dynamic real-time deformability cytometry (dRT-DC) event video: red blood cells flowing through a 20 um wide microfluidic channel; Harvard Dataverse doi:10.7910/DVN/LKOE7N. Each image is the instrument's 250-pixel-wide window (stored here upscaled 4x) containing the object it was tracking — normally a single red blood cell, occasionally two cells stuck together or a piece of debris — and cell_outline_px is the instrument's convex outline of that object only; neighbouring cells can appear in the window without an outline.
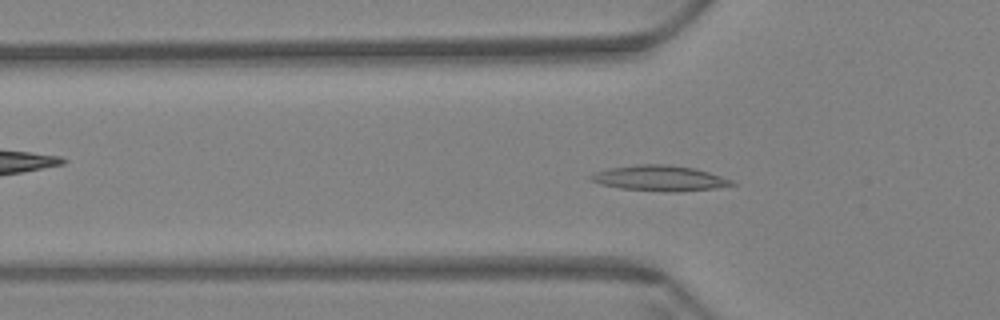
{"species": "Egyptian fruit bat (a non-hibernating species)", "species_latin": "Rousettus aegyptiacus", "temperature_condition": "warm", "stored_images_in_passage": 60, "camera_frame_rate_fps": 3000, "um_per_image_px": 0.085, "animal": {"sex": "female"}, "frame": {"image": 1, "passage_image": 19, "time_ms": 6.0, "image_size_px": [1000, 320], "cell_outline_px": [[736, 184], [716, 188], [676, 192], [672, 192], [620, 188], [600, 184], [588, 180], [588, 176], [596, 172], [608, 168], [636, 164], [664, 164], [692, 168], [708, 172], [732, 180]], "centroid_in_image_um": [56.02, 15.15], "position_along_channel_um": 69.8, "area_um2": 20.81}}
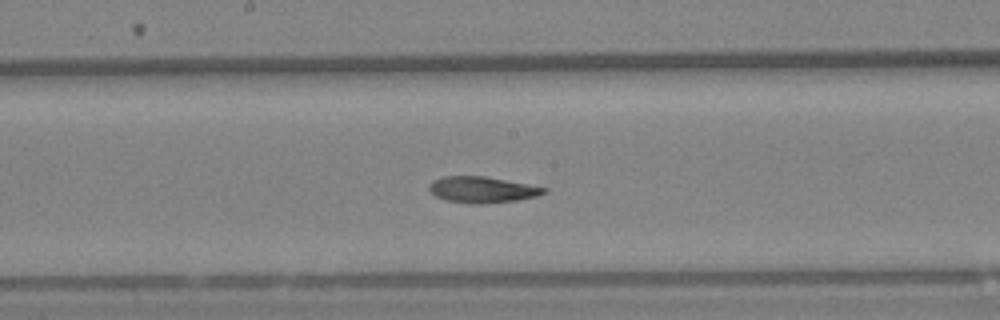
{"frame": {"image": 2, "passage_image": 31, "time_ms": 10.0, "image_size_px": [1000, 320], "cell_outline_px": [[548, 192], [536, 196], [516, 200], [484, 204], [468, 204], [444, 200], [436, 196], [428, 188], [428, 184], [444, 176], [484, 176], [528, 184], [548, 188]], "centroid_in_image_um": [40.99, 16.13], "position_along_channel_um": 207.2, "area_um2": 17.51}}
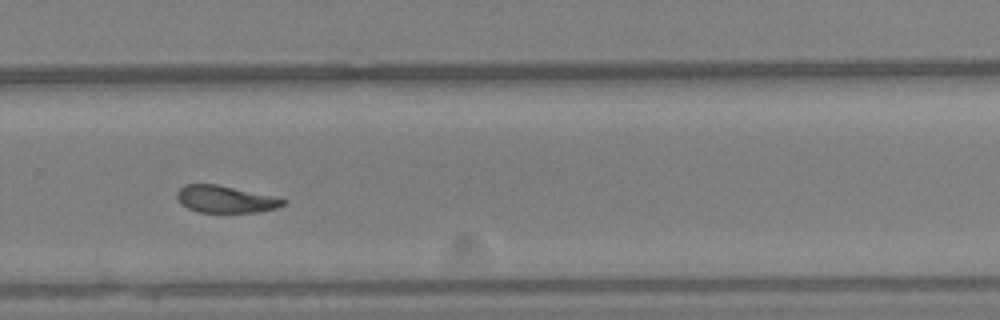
{"frame": {"image": 3, "passage_image": 40, "time_ms": 13.0, "image_size_px": [1000, 320], "cell_outline_px": [[288, 200], [284, 204], [276, 208], [256, 212], [196, 212], [180, 204], [176, 196], [176, 192], [184, 184], [216, 184]], "centroid_in_image_um": [19.08, 16.94], "position_along_channel_um": 310.7, "area_um2": 16.53}, "authors_computed_cell_mechanics": {"area_um2": 17.918, "velocity_mm_per_s": 3.4596, "shape_relaxation_time_tau1_ms": 6.0229, "shape_relaxation_time_tau2_ms": 4.8345, "deformation_change_tau1": 0.1519, "deformation_change_tau2": 0.092}}